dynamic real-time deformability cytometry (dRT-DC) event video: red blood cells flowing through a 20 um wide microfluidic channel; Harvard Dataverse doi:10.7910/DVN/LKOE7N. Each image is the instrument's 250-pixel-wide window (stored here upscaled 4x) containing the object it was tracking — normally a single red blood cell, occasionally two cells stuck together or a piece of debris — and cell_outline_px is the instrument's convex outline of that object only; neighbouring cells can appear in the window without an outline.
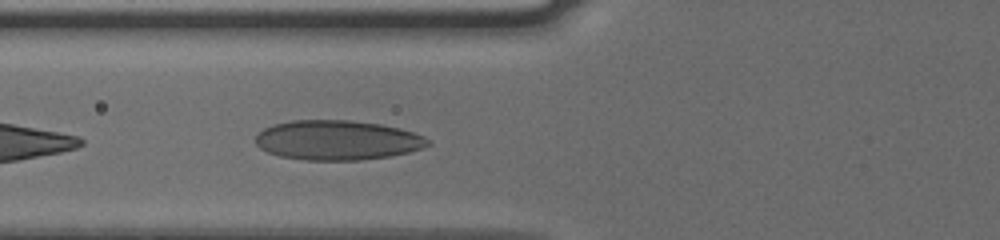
{"species": "human", "species_latin": "Homo sapiens", "temperature_condition": "cold", "stored_images_in_passage": 30, "camera_frame_rate_fps": 3000, "um_per_image_px": 0.085, "donor": {"sex": "male"}, "frame": {"image": 1, "passage_image": 3, "time_ms": 0.667, "image_size_px": [1000, 240], "cell_outline_px": [[432, 144], [424, 148], [408, 152], [388, 156], [360, 160], [304, 160], [280, 156], [268, 152], [260, 148], [256, 144], [256, 136], [264, 128], [272, 124], [292, 120], [348, 120], [380, 124], [400, 128], [424, 136]], "centroid_in_image_um": [28.67, 11.91], "position_along_channel_um": 97.1, "area_um2": 39.88}}
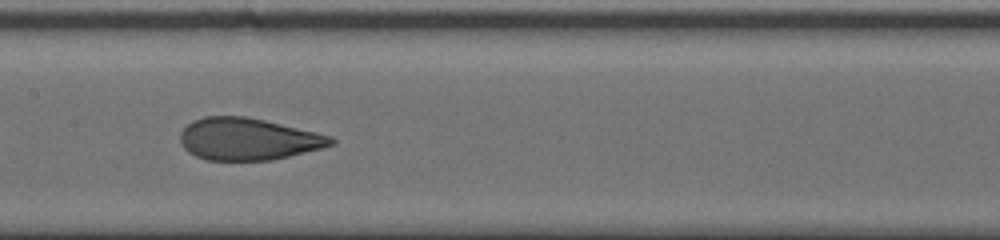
{"frame": {"image": 2, "passage_image": 10, "time_ms": 3.0, "image_size_px": [1000, 240], "cell_outline_px": [[336, 144], [272, 160], [208, 160], [196, 156], [188, 152], [184, 148], [180, 140], [180, 132], [192, 120], [204, 116], [244, 116], [264, 120], [316, 132], [332, 136], [336, 140]], "centroid_in_image_um": [21.07, 11.81], "position_along_channel_um": 186.3, "area_um2": 36.82}}
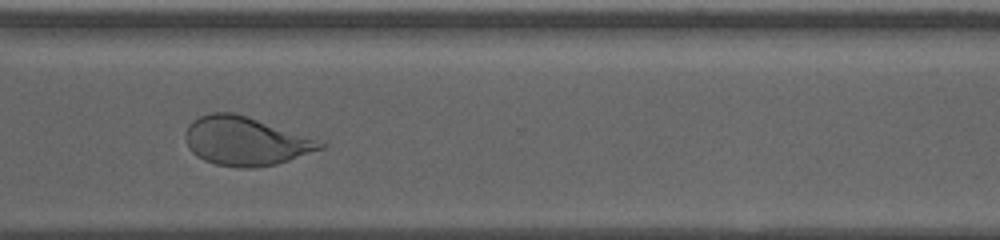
{"frame": {"image": 3, "passage_image": 23, "time_ms": 7.333, "image_size_px": [1000, 240], "cell_outline_px": [[328, 144], [324, 148], [276, 164], [252, 168], [240, 168], [216, 164], [204, 160], [196, 156], [188, 148], [184, 136], [184, 132], [188, 124], [192, 120], [200, 116], [212, 112], [232, 112], [248, 116]], "centroid_in_image_um": [20.8, 11.99], "position_along_channel_um": 349.8, "area_um2": 38.09}, "authors_computed_cell_mechanics": {"area_um2": 37.5122, "velocity_mm_per_s": 3.786, "shape_relaxation_time_tau1_ms": 6.4869, "shape_relaxation_time_tau2_ms": 0.7809, "deformation_change_tau1": 0.1913, "deformation_change_tau2": 0.0701}}